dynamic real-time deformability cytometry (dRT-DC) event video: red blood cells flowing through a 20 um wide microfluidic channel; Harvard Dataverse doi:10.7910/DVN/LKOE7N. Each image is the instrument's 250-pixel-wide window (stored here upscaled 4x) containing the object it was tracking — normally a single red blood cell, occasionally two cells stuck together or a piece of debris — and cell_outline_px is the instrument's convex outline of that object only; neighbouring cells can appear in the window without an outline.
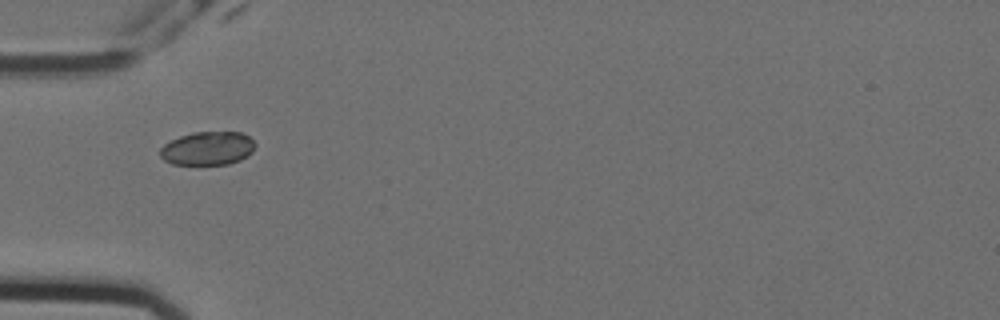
{"species": "Egyptian fruit bat (a non-hibernating species)", "species_latin": "Rousettus aegyptiacus", "temperature_condition": "cold", "stored_images_in_passage": 40, "camera_frame_rate_fps": 3000, "um_per_image_px": 0.085, "animal": {"sex": "female"}, "frame": {"image": 1, "passage_image": 1, "time_ms": 0.0, "image_size_px": [1000, 320], "cell_outline_px": [[256, 144], [252, 152], [248, 156], [240, 160], [228, 164], [172, 164], [164, 160], [160, 156], [160, 148], [164, 144], [180, 136], [192, 132], [240, 132], [248, 136]], "centroid_in_image_um": [17.65, 12.61], "position_along_channel_um": 67.3, "area_um2": 18.55}}
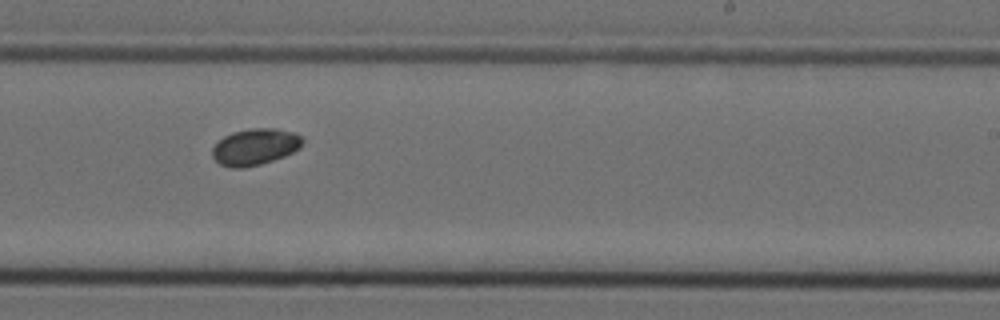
{"frame": {"image": 2, "passage_image": 18, "time_ms": 5.667, "image_size_px": [1000, 320], "cell_outline_px": [[304, 140], [300, 148], [284, 156], [260, 164], [244, 168], [232, 168], [220, 164], [212, 156], [212, 148], [224, 136], [232, 132], [252, 128], [276, 128], [292, 132], [300, 136]], "centroid_in_image_um": [21.67, 12.48], "position_along_channel_um": 267.3, "area_um2": 19.07}}
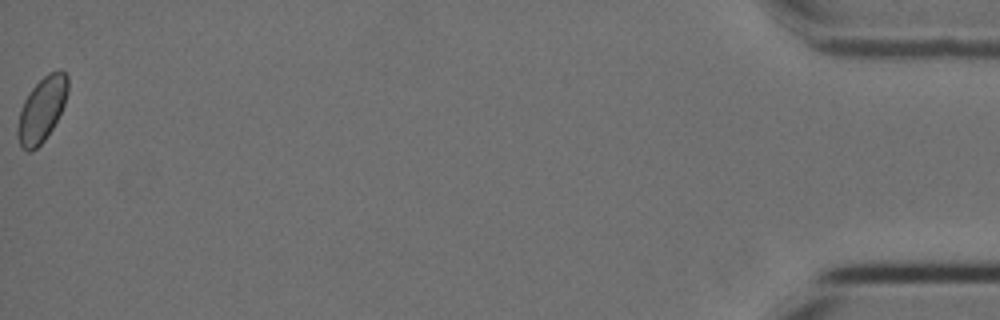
{"frame": {"image": 3, "passage_image": 40, "time_ms": 13.0, "image_size_px": [1000, 320], "cell_outline_px": [[68, 92], [64, 104], [52, 128], [44, 140], [32, 152], [28, 152], [20, 148], [16, 136], [16, 128], [20, 108], [28, 92], [48, 72], [60, 68], [68, 76]], "centroid_in_image_um": [3.52, 9.31], "position_along_channel_um": 431.7, "area_um2": 19.19}, "authors_computed_cell_mechanics": {"area_um2": 18.7561, "velocity_mm_per_s": 3.5351, "shape_relaxation_time_tau1_ms": null, "shape_relaxation_time_tau2_ms": 3.9934, "deformation_change_tau1": null, "deformation_change_tau2": 0.0218}}